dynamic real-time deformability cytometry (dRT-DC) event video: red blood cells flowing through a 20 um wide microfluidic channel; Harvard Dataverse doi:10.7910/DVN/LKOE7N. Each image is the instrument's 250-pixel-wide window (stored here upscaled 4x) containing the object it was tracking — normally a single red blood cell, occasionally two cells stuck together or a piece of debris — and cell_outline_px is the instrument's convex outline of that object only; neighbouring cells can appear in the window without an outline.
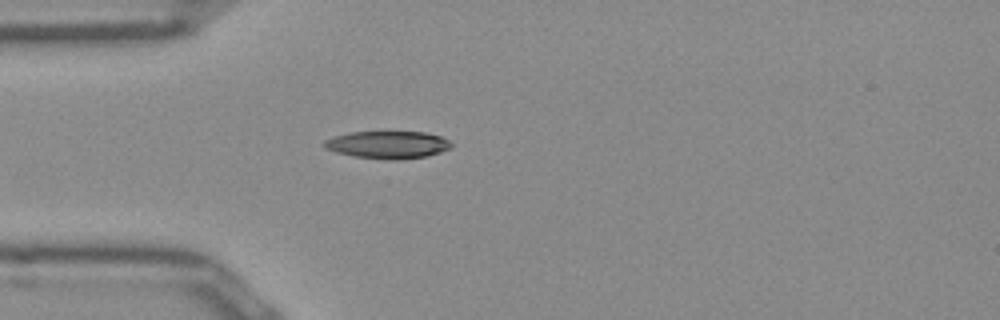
{"species": "Egyptian fruit bat (a non-hibernating species)", "species_latin": "Rousettus aegyptiacus", "temperature_condition": "room temperature", "stored_images_in_passage": 38, "camera_frame_rate_fps": 3000, "um_per_image_px": 0.085, "frame": {"image": 1, "passage_image": 1, "time_ms": 0.0, "image_size_px": [1000, 320], "cell_outline_px": [[452, 148], [428, 156], [396, 160], [392, 160], [356, 156], [336, 152], [324, 148], [324, 140], [332, 136], [352, 132], [424, 132], [440, 136], [448, 140], [452, 144]], "centroid_in_image_um": [32.97, 12.3], "position_along_channel_um": 52.0, "area_um2": 20.29}}
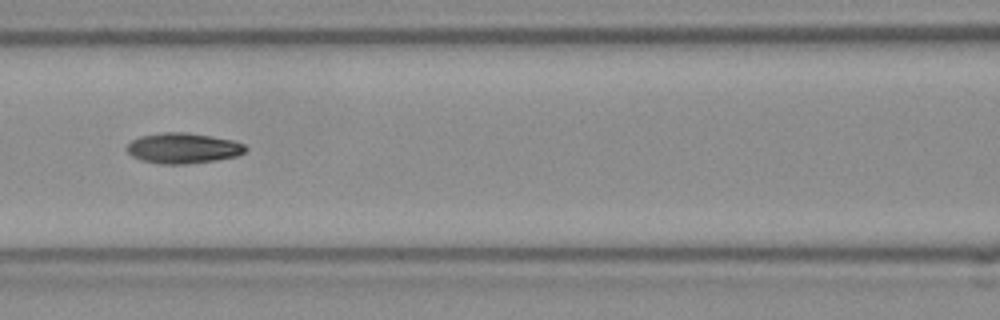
{"frame": {"image": 2, "passage_image": 9, "time_ms": 2.667, "image_size_px": [1000, 320], "cell_outline_px": [[248, 148], [244, 152], [236, 156], [216, 160], [184, 164], [160, 164], [140, 160], [132, 156], [124, 148], [132, 140], [140, 136], [164, 132], [188, 132], [212, 136], [232, 140], [244, 144]], "centroid_in_image_um": [15.54, 12.59], "position_along_channel_um": 151.1, "area_um2": 21.15}}
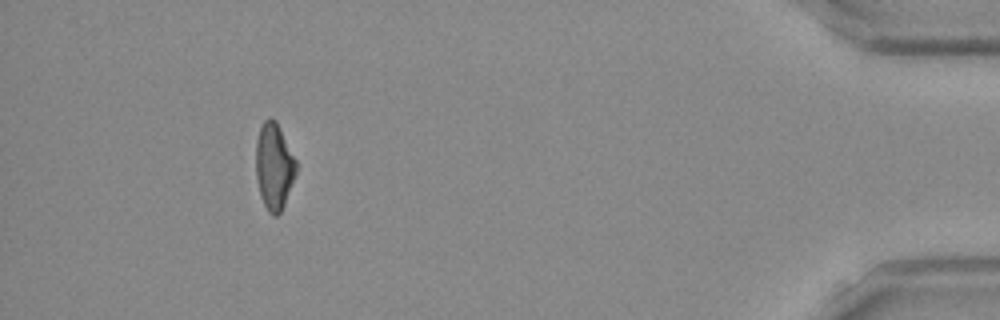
{"frame": {"image": 3, "passage_image": 34, "time_ms": 11.0, "image_size_px": [1000, 320], "cell_outline_px": [[296, 172], [284, 204], [280, 212], [276, 216], [272, 216], [268, 212], [260, 196], [256, 176], [256, 140], [260, 128], [264, 120], [268, 116], [276, 120], [296, 160]], "centroid_in_image_um": [23.28, 14.12], "position_along_channel_um": 411.9, "area_um2": 20.17}, "authors_computed_cell_mechanics": {"area_um2": 20.7213, "velocity_mm_per_s": 3.9242, "shape_relaxation_time_tau1_ms": 9.459, "shape_relaxation_time_tau2_ms": 4.6104, "deformation_change_tau1": 0.2208, "deformation_change_tau2": 0.111}}